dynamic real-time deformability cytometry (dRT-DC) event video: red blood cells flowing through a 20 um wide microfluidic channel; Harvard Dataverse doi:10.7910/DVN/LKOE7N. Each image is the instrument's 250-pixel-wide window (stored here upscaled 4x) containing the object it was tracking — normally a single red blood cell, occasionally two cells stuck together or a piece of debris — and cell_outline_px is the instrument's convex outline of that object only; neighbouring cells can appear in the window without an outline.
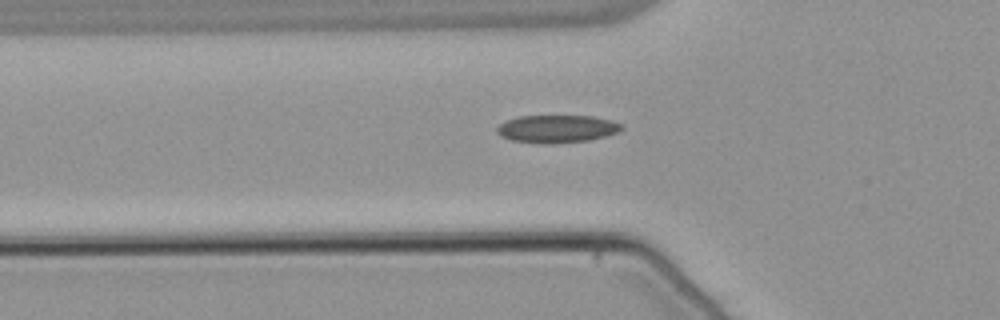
{"species": "common noctule bat (a hibernating species)", "species_latin": "Nyctalus noctula", "temperature_condition": "warm", "stored_images_in_passage": 38, "camera_frame_rate_fps": 3000, "um_per_image_px": 0.085, "animal": {"sex": "male", "body_mass_g": 21.5, "forearm_length_mm": 52.0}, "frame": {"image": 1, "passage_image": 3, "time_ms": 0.667, "image_size_px": [1000, 320], "cell_outline_px": [[624, 128], [616, 132], [604, 136], [588, 140], [552, 144], [512, 140], [500, 136], [496, 132], [496, 128], [504, 120], [520, 116], [592, 116], [612, 120], [624, 124]], "centroid_in_image_um": [47.33, 10.94], "position_along_channel_um": 78.5, "area_um2": 20.11}}
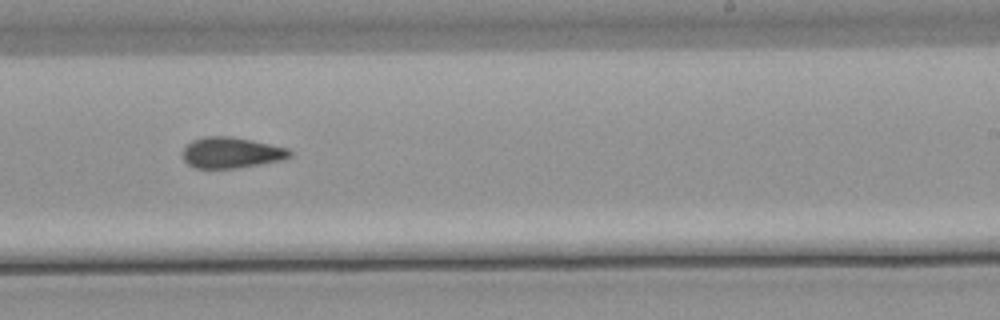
{"frame": {"image": 2, "passage_image": 18, "time_ms": 5.667, "image_size_px": [1000, 320], "cell_outline_px": [[292, 156], [284, 160], [236, 168], [196, 168], [188, 164], [184, 160], [180, 152], [192, 140], [204, 136], [228, 136], [252, 140], [288, 148], [292, 152]], "centroid_in_image_um": [19.66, 12.97], "position_along_channel_um": 269.3, "area_um2": 19.42}}
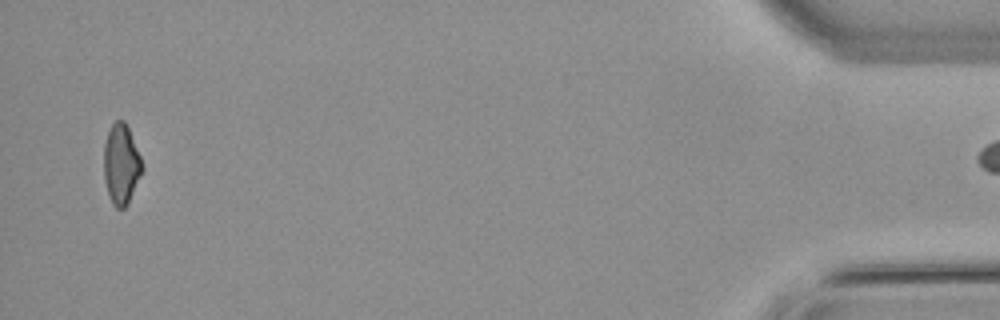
{"frame": {"image": 3, "passage_image": 37, "time_ms": 12.0, "image_size_px": [1000, 320], "cell_outline_px": [[144, 168], [128, 204], [124, 208], [116, 208], [112, 204], [108, 196], [104, 176], [104, 144], [108, 132], [112, 124], [116, 120], [124, 120], [128, 128], [140, 156]], "centroid_in_image_um": [10.3, 13.99], "position_along_channel_um": 424.9, "area_um2": 17.86}}